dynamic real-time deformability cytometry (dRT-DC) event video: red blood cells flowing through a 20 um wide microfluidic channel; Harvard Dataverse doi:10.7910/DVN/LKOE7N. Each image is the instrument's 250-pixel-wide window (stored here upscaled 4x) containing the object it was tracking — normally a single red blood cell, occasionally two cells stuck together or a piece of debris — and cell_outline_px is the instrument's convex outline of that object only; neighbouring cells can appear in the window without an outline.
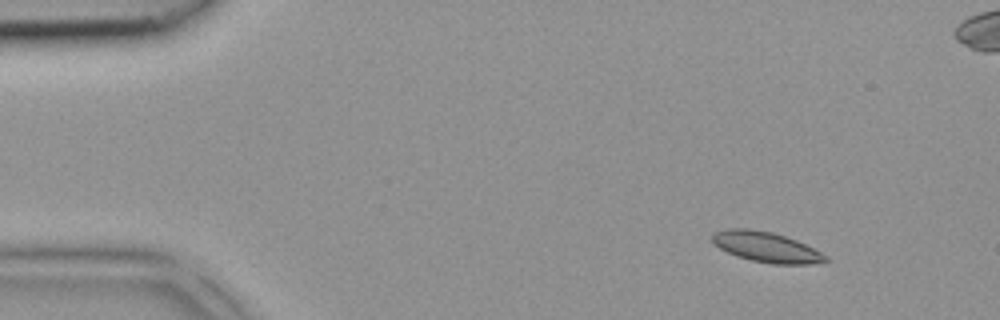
{"species": "common noctule bat (a hibernating species)", "species_latin": "Nyctalus noctula", "temperature_condition": "room temperature", "stored_images_in_passage": 40, "camera_frame_rate_fps": 3000, "um_per_image_px": 0.085, "animal": {"sex": "female", "body_mass_g": 18.4}, "frame": {"image": 1, "passage_image": 1, "time_ms": 0.0, "image_size_px": [1000, 320], "cell_outline_px": [[828, 260], [812, 264], [772, 264], [752, 260], [736, 256], [712, 244], [712, 236], [716, 232], [728, 228], [748, 228], [772, 232], [796, 240], [828, 256]], "centroid_in_image_um": [65.11, 21.0], "position_along_channel_um": 19.9, "area_um2": 19.83}}
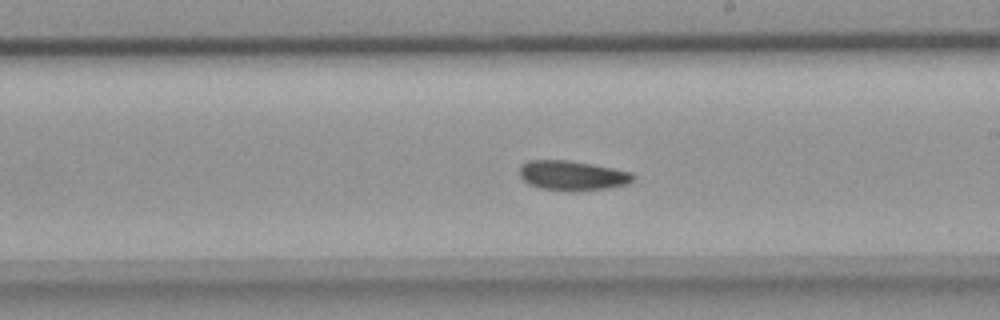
{"frame": {"image": 2, "passage_image": 21, "time_ms": 6.667, "image_size_px": [1000, 320], "cell_outline_px": [[636, 176], [628, 184], [608, 188], [576, 192], [568, 192], [540, 188], [528, 184], [520, 176], [520, 164], [528, 160], [568, 160], [592, 164], [632, 172]], "centroid_in_image_um": [48.64, 14.93], "position_along_channel_um": 240.4, "area_um2": 20.0}}
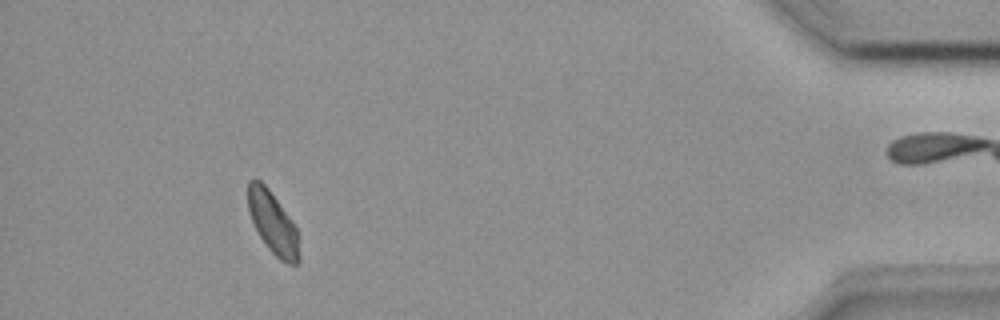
{"frame": {"image": 3, "passage_image": 36, "time_ms": 11.667, "image_size_px": [1000, 320], "cell_outline_px": [[300, 260], [296, 264], [288, 264], [280, 260], [268, 248], [260, 236], [248, 212], [248, 180], [260, 180], [268, 188], [292, 220], [296, 228], [300, 256]], "centroid_in_image_um": [23.2, 18.96], "position_along_channel_um": 412.0, "area_um2": 18.32}}